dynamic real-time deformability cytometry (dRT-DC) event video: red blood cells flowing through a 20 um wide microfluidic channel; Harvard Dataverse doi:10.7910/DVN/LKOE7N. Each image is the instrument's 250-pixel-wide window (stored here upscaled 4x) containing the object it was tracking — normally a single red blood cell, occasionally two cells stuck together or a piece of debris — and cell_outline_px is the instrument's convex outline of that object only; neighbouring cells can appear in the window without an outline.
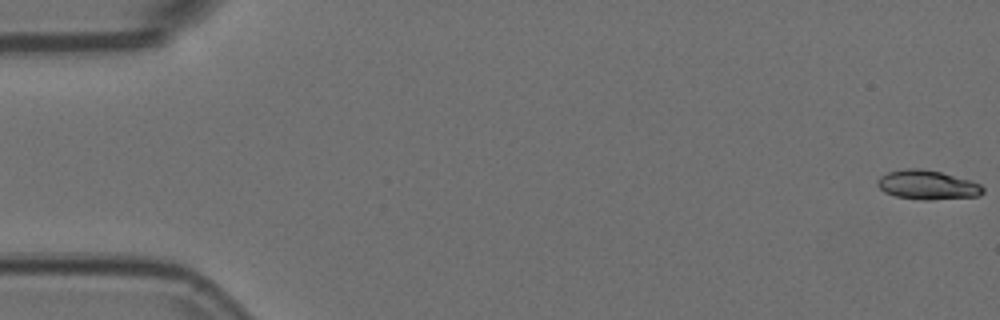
{"species": "Egyptian fruit bat (a non-hibernating species)", "species_latin": "Rousettus aegyptiacus", "temperature_condition": "room temperature", "stored_images_in_passage": 55, "camera_frame_rate_fps": 3000, "um_per_image_px": 0.085, "animal": {"sex": "female"}, "frame": {"image": 1, "passage_image": 1, "time_ms": 0.0, "image_size_px": [1000, 320], "cell_outline_px": [[984, 192], [976, 196], [924, 200], [896, 196], [884, 192], [876, 184], [876, 180], [880, 176], [888, 172], [904, 168], [920, 168], [940, 172], [972, 180], [980, 184], [984, 188]], "centroid_in_image_um": [78.8, 15.7], "position_along_channel_um": 6.2, "area_um2": 17.92}}
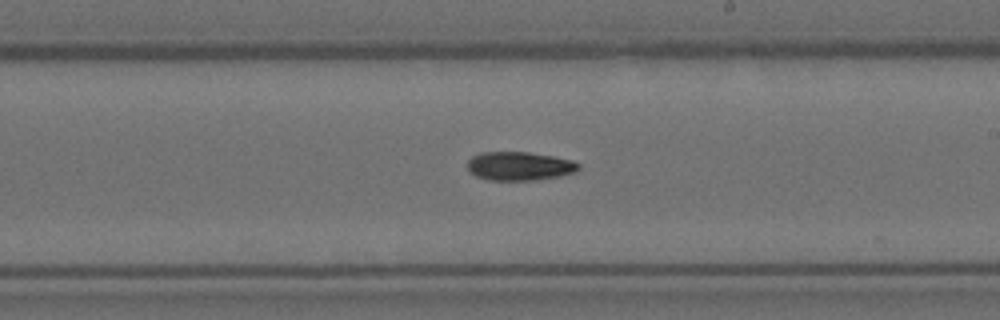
{"frame": {"image": 2, "passage_image": 32, "time_ms": 10.333, "image_size_px": [1000, 320], "cell_outline_px": [[580, 168], [576, 172], [560, 176], [536, 180], [488, 180], [476, 176], [468, 172], [468, 160], [472, 156], [480, 152], [528, 152], [552, 156], [572, 160], [580, 164]], "centroid_in_image_um": [44.15, 14.12], "position_along_channel_um": 244.9, "area_um2": 18.73}}
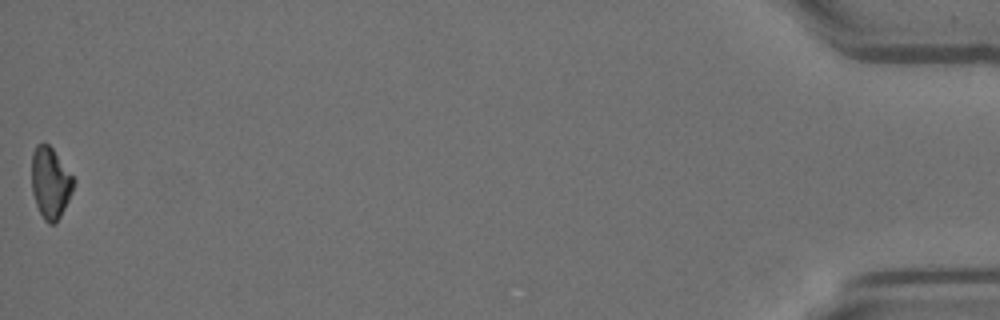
{"frame": {"image": 3, "passage_image": 55, "time_ms": 18.0, "image_size_px": [1000, 320], "cell_outline_px": [[76, 180], [72, 192], [56, 224], [48, 224], [44, 220], [36, 204], [32, 192], [32, 152], [36, 144], [44, 140], [52, 148]], "centroid_in_image_um": [4.28, 15.51], "position_along_channel_um": 430.9, "area_um2": 17.51}}